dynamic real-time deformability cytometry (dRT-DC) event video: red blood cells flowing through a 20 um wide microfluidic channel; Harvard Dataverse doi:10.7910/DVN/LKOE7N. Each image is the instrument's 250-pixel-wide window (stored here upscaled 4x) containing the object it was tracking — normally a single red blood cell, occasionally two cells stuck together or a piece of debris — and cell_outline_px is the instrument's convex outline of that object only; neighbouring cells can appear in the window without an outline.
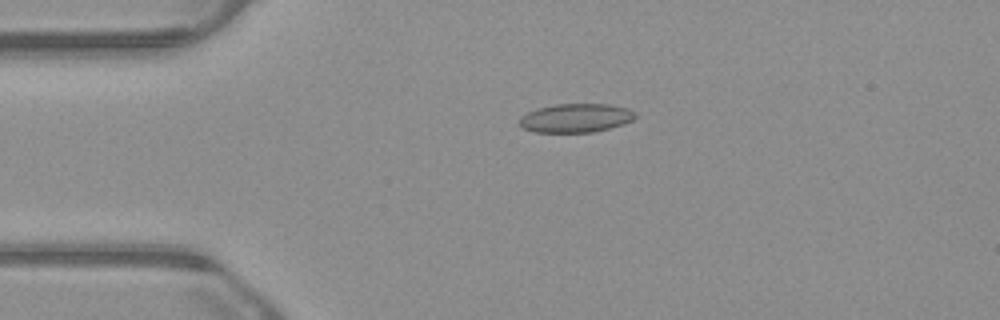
{"species": "common noctule bat (a hibernating species)", "species_latin": "Nyctalus noctula", "temperature_condition": "warm", "stored_images_in_passage": 45, "camera_frame_rate_fps": 3000, "um_per_image_px": 0.085, "animal": {"sex": "male", "body_mass_g": 23.1, "forearm_length_mm": 52.7}, "frame": {"image": 1, "passage_image": 4, "time_ms": 1.0, "image_size_px": [1000, 320], "cell_outline_px": [[636, 116], [632, 120], [624, 124], [592, 132], [536, 132], [524, 128], [520, 124], [520, 116], [528, 112], [540, 108], [556, 104], [608, 104], [628, 108], [636, 112]], "centroid_in_image_um": [48.97, 10.02], "position_along_channel_um": 36.0, "area_um2": 19.25}}
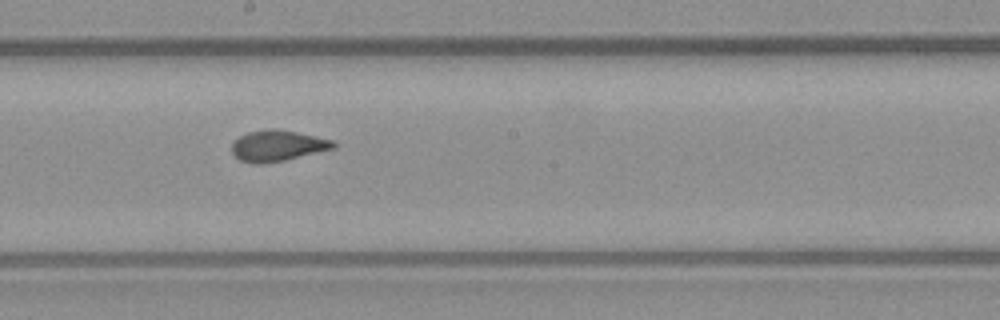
{"frame": {"image": 2, "passage_image": 21, "time_ms": 6.667, "image_size_px": [1000, 320], "cell_outline_px": [[336, 148], [284, 160], [260, 164], [256, 164], [240, 160], [232, 152], [232, 144], [240, 136], [248, 132], [268, 128], [276, 128], [296, 132], [332, 140], [336, 144]], "centroid_in_image_um": [23.59, 12.38], "position_along_channel_um": 224.6, "area_um2": 18.15}}
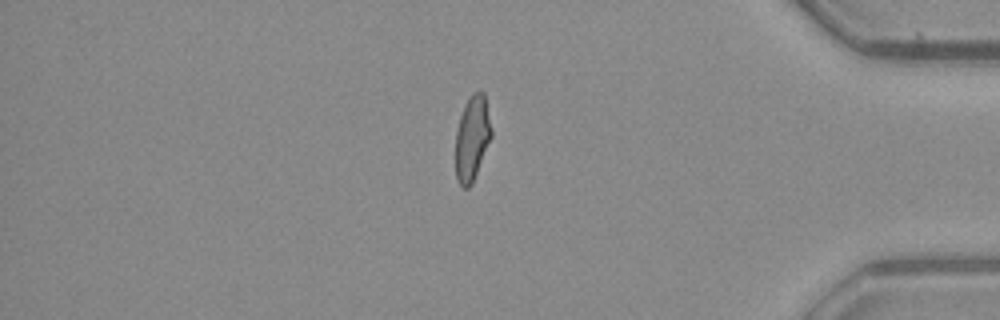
{"frame": {"image": 3, "passage_image": 37, "time_ms": 12.0, "image_size_px": [1000, 320], "cell_outline_px": [[492, 136], [472, 184], [468, 188], [464, 188], [456, 180], [456, 132], [460, 116], [464, 104], [472, 92], [480, 88], [484, 92], [492, 128]], "centroid_in_image_um": [40.14, 11.7], "position_along_channel_um": 395.1, "area_um2": 17.98}}